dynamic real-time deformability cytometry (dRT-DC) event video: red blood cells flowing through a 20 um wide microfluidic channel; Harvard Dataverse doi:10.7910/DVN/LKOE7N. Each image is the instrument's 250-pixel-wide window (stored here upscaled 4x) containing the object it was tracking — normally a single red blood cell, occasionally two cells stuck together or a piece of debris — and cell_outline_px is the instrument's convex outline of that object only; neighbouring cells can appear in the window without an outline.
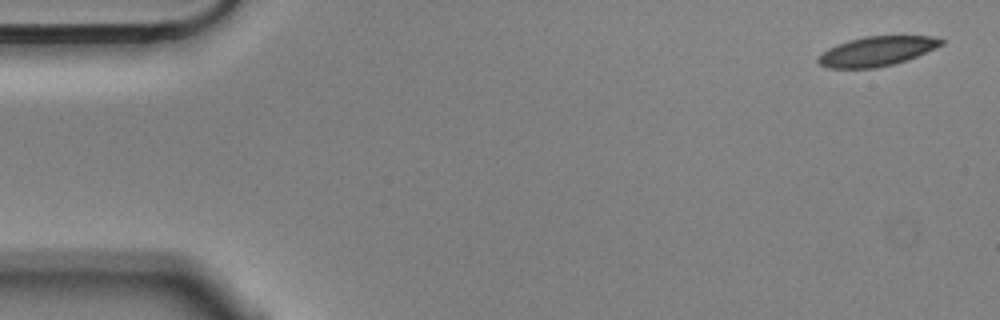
{"species": "Egyptian fruit bat (a non-hibernating species)", "species_latin": "Rousettus aegyptiacus", "temperature_condition": "cold", "stored_images_in_passage": 5, "camera_frame_rate_fps": 3000, "um_per_image_px": 0.085, "animal": {"sex": "male"}, "frame": {"image": 1, "passage_image": 1, "time_ms": 0.0, "image_size_px": [1000, 320], "cell_outline_px": [[944, 44], [908, 60], [876, 68], [828, 68], [820, 64], [816, 60], [828, 48], [848, 40], [864, 36], [932, 36], [944, 40]], "centroid_in_image_um": [74.54, 4.35], "position_along_channel_um": 10.5, "area_um2": 21.1}}